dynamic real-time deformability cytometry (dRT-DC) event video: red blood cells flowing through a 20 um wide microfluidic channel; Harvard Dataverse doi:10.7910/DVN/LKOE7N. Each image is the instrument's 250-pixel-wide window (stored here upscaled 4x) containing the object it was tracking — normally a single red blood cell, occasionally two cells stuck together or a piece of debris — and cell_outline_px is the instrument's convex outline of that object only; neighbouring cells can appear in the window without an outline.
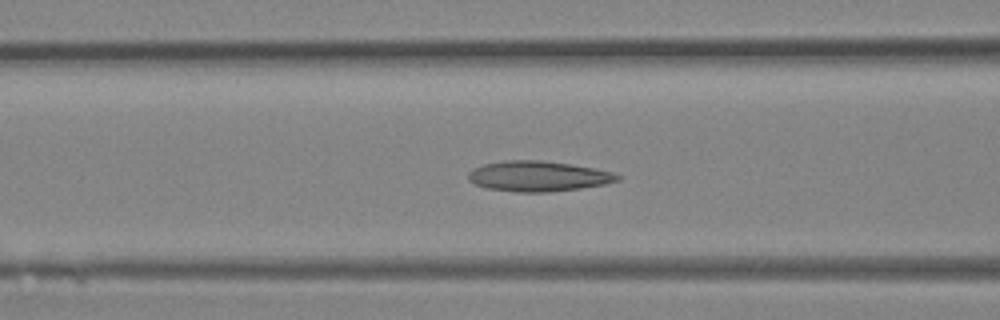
{"species": "Egyptian fruit bat (a non-hibernating species)", "species_latin": "Rousettus aegyptiacus", "temperature_condition": "room temperature", "stored_images_in_passage": 16, "camera_frame_rate_fps": 3000, "um_per_image_px": 0.085, "animal": {"sex": "female"}, "frame": {"image": 1, "passage_image": 12, "time_ms": 3.667, "image_size_px": [1000, 320], "cell_outline_px": [[620, 180], [604, 184], [580, 188], [548, 192], [516, 192], [488, 188], [476, 184], [468, 180], [468, 172], [472, 168], [484, 164], [504, 160], [540, 160], [568, 164], [592, 168], [612, 172], [620, 176]], "centroid_in_image_um": [45.7, 14.98], "position_along_channel_um": 120.9, "area_um2": 26.18}}
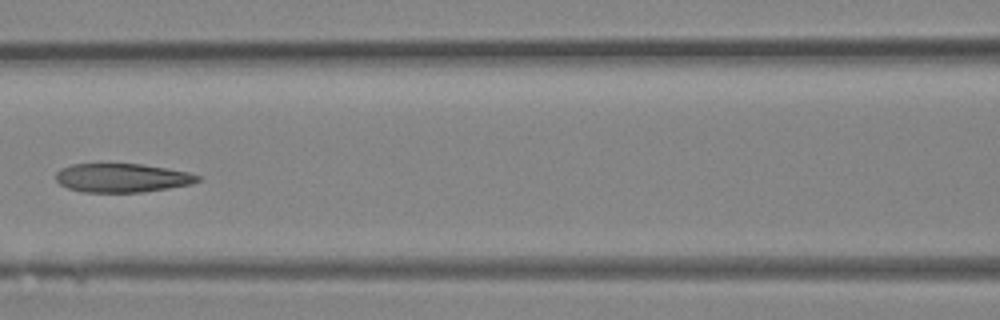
{"frame": {"image": 2, "passage_image": 14, "time_ms": 4.333, "image_size_px": [1000, 320], "cell_outline_px": [[200, 180], [192, 184], [144, 192], [84, 192], [68, 188], [60, 184], [56, 180], [56, 172], [60, 168], [72, 164], [140, 164], [168, 168], [188, 172], [200, 176]], "centroid_in_image_um": [10.37, 15.12], "position_along_channel_um": 156.2, "area_um2": 23.81}}
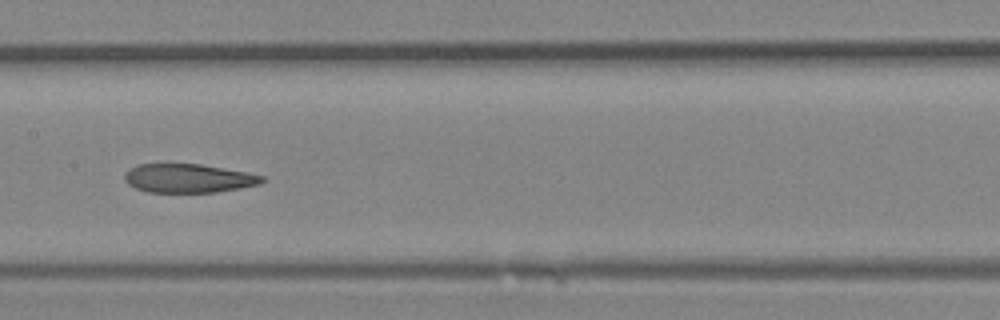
{"frame": {"image": 3, "passage_image": 16, "time_ms": 5.0, "image_size_px": [1000, 320], "cell_outline_px": [[264, 180], [260, 184], [240, 188], [216, 192], [148, 192], [136, 188], [128, 184], [124, 180], [124, 172], [128, 168], [136, 164], [200, 164], [248, 172], [264, 176]], "centroid_in_image_um": [15.99, 15.15], "position_along_channel_um": 191.4, "area_um2": 23.18}}